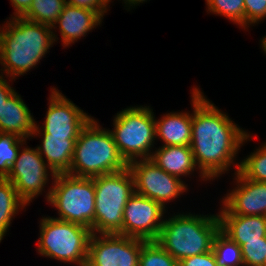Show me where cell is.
<instances>
[{
	"label": "cell",
	"instance_id": "6",
	"mask_svg": "<svg viewBox=\"0 0 266 266\" xmlns=\"http://www.w3.org/2000/svg\"><path fill=\"white\" fill-rule=\"evenodd\" d=\"M47 202L57 210V219L85 226L95 225V186L92 178L55 174Z\"/></svg>",
	"mask_w": 266,
	"mask_h": 266
},
{
	"label": "cell",
	"instance_id": "10",
	"mask_svg": "<svg viewBox=\"0 0 266 266\" xmlns=\"http://www.w3.org/2000/svg\"><path fill=\"white\" fill-rule=\"evenodd\" d=\"M144 239L92 233L86 266H138Z\"/></svg>",
	"mask_w": 266,
	"mask_h": 266
},
{
	"label": "cell",
	"instance_id": "22",
	"mask_svg": "<svg viewBox=\"0 0 266 266\" xmlns=\"http://www.w3.org/2000/svg\"><path fill=\"white\" fill-rule=\"evenodd\" d=\"M66 0H33L29 10L23 18L53 26L62 13Z\"/></svg>",
	"mask_w": 266,
	"mask_h": 266
},
{
	"label": "cell",
	"instance_id": "9",
	"mask_svg": "<svg viewBox=\"0 0 266 266\" xmlns=\"http://www.w3.org/2000/svg\"><path fill=\"white\" fill-rule=\"evenodd\" d=\"M134 178L135 193L150 198L164 208L187 191L185 183L158 167L150 159L136 160L128 164Z\"/></svg>",
	"mask_w": 266,
	"mask_h": 266
},
{
	"label": "cell",
	"instance_id": "13",
	"mask_svg": "<svg viewBox=\"0 0 266 266\" xmlns=\"http://www.w3.org/2000/svg\"><path fill=\"white\" fill-rule=\"evenodd\" d=\"M47 168L49 169L37 148L31 149L27 146L19 150L6 179L14 185L20 199L26 205H29L44 190L49 180Z\"/></svg>",
	"mask_w": 266,
	"mask_h": 266
},
{
	"label": "cell",
	"instance_id": "33",
	"mask_svg": "<svg viewBox=\"0 0 266 266\" xmlns=\"http://www.w3.org/2000/svg\"><path fill=\"white\" fill-rule=\"evenodd\" d=\"M12 7L15 8L13 17H22L32 5L33 0H10Z\"/></svg>",
	"mask_w": 266,
	"mask_h": 266
},
{
	"label": "cell",
	"instance_id": "18",
	"mask_svg": "<svg viewBox=\"0 0 266 266\" xmlns=\"http://www.w3.org/2000/svg\"><path fill=\"white\" fill-rule=\"evenodd\" d=\"M41 134V135H40ZM42 136V144L37 146L38 153L46 158L51 177L55 174H65L70 170L75 143L77 139L66 137H49L45 132H33L31 136Z\"/></svg>",
	"mask_w": 266,
	"mask_h": 266
},
{
	"label": "cell",
	"instance_id": "4",
	"mask_svg": "<svg viewBox=\"0 0 266 266\" xmlns=\"http://www.w3.org/2000/svg\"><path fill=\"white\" fill-rule=\"evenodd\" d=\"M219 230L218 214L201 216L179 213L164 220L156 242L180 262L211 251Z\"/></svg>",
	"mask_w": 266,
	"mask_h": 266
},
{
	"label": "cell",
	"instance_id": "2",
	"mask_svg": "<svg viewBox=\"0 0 266 266\" xmlns=\"http://www.w3.org/2000/svg\"><path fill=\"white\" fill-rule=\"evenodd\" d=\"M0 28V70L13 80L34 68L55 43L52 26L12 17ZM52 30V31H51Z\"/></svg>",
	"mask_w": 266,
	"mask_h": 266
},
{
	"label": "cell",
	"instance_id": "7",
	"mask_svg": "<svg viewBox=\"0 0 266 266\" xmlns=\"http://www.w3.org/2000/svg\"><path fill=\"white\" fill-rule=\"evenodd\" d=\"M39 226V254L63 263L87 265L91 229L50 216L43 217Z\"/></svg>",
	"mask_w": 266,
	"mask_h": 266
},
{
	"label": "cell",
	"instance_id": "21",
	"mask_svg": "<svg viewBox=\"0 0 266 266\" xmlns=\"http://www.w3.org/2000/svg\"><path fill=\"white\" fill-rule=\"evenodd\" d=\"M25 206L14 185L6 178H0V242L9 229L13 216Z\"/></svg>",
	"mask_w": 266,
	"mask_h": 266
},
{
	"label": "cell",
	"instance_id": "32",
	"mask_svg": "<svg viewBox=\"0 0 266 266\" xmlns=\"http://www.w3.org/2000/svg\"><path fill=\"white\" fill-rule=\"evenodd\" d=\"M3 74H0V117H1V109L3 104H5L8 97L15 91L13 87H11L7 80H5Z\"/></svg>",
	"mask_w": 266,
	"mask_h": 266
},
{
	"label": "cell",
	"instance_id": "25",
	"mask_svg": "<svg viewBox=\"0 0 266 266\" xmlns=\"http://www.w3.org/2000/svg\"><path fill=\"white\" fill-rule=\"evenodd\" d=\"M25 139L0 132V178H6Z\"/></svg>",
	"mask_w": 266,
	"mask_h": 266
},
{
	"label": "cell",
	"instance_id": "3",
	"mask_svg": "<svg viewBox=\"0 0 266 266\" xmlns=\"http://www.w3.org/2000/svg\"><path fill=\"white\" fill-rule=\"evenodd\" d=\"M110 130L103 129L94 118L81 130L76 140L72 163L67 174L93 178L125 170Z\"/></svg>",
	"mask_w": 266,
	"mask_h": 266
},
{
	"label": "cell",
	"instance_id": "35",
	"mask_svg": "<svg viewBox=\"0 0 266 266\" xmlns=\"http://www.w3.org/2000/svg\"><path fill=\"white\" fill-rule=\"evenodd\" d=\"M260 41H261V47H262L264 53L266 54V36L263 37L262 40H260Z\"/></svg>",
	"mask_w": 266,
	"mask_h": 266
},
{
	"label": "cell",
	"instance_id": "17",
	"mask_svg": "<svg viewBox=\"0 0 266 266\" xmlns=\"http://www.w3.org/2000/svg\"><path fill=\"white\" fill-rule=\"evenodd\" d=\"M218 216L220 230L240 247L246 241H262L266 237V216Z\"/></svg>",
	"mask_w": 266,
	"mask_h": 266
},
{
	"label": "cell",
	"instance_id": "1",
	"mask_svg": "<svg viewBox=\"0 0 266 266\" xmlns=\"http://www.w3.org/2000/svg\"><path fill=\"white\" fill-rule=\"evenodd\" d=\"M192 90L190 147L200 176L207 181L219 177L235 164L234 157L251 135L207 100L199 88Z\"/></svg>",
	"mask_w": 266,
	"mask_h": 266
},
{
	"label": "cell",
	"instance_id": "16",
	"mask_svg": "<svg viewBox=\"0 0 266 266\" xmlns=\"http://www.w3.org/2000/svg\"><path fill=\"white\" fill-rule=\"evenodd\" d=\"M35 119L17 92H13L1 109L0 132L27 140L35 128Z\"/></svg>",
	"mask_w": 266,
	"mask_h": 266
},
{
	"label": "cell",
	"instance_id": "12",
	"mask_svg": "<svg viewBox=\"0 0 266 266\" xmlns=\"http://www.w3.org/2000/svg\"><path fill=\"white\" fill-rule=\"evenodd\" d=\"M165 210L156 201L134 193L123 211L122 235L156 241L164 223Z\"/></svg>",
	"mask_w": 266,
	"mask_h": 266
},
{
	"label": "cell",
	"instance_id": "8",
	"mask_svg": "<svg viewBox=\"0 0 266 266\" xmlns=\"http://www.w3.org/2000/svg\"><path fill=\"white\" fill-rule=\"evenodd\" d=\"M154 114L149 106L129 107L114 117L110 132L121 157L127 164L152 156L151 147L156 140Z\"/></svg>",
	"mask_w": 266,
	"mask_h": 266
},
{
	"label": "cell",
	"instance_id": "29",
	"mask_svg": "<svg viewBox=\"0 0 266 266\" xmlns=\"http://www.w3.org/2000/svg\"><path fill=\"white\" fill-rule=\"evenodd\" d=\"M264 17L266 18V0H244V29L251 24H258Z\"/></svg>",
	"mask_w": 266,
	"mask_h": 266
},
{
	"label": "cell",
	"instance_id": "24",
	"mask_svg": "<svg viewBox=\"0 0 266 266\" xmlns=\"http://www.w3.org/2000/svg\"><path fill=\"white\" fill-rule=\"evenodd\" d=\"M236 166V172L239 171L245 178L266 182V142Z\"/></svg>",
	"mask_w": 266,
	"mask_h": 266
},
{
	"label": "cell",
	"instance_id": "31",
	"mask_svg": "<svg viewBox=\"0 0 266 266\" xmlns=\"http://www.w3.org/2000/svg\"><path fill=\"white\" fill-rule=\"evenodd\" d=\"M179 266H218L213 250L182 259Z\"/></svg>",
	"mask_w": 266,
	"mask_h": 266
},
{
	"label": "cell",
	"instance_id": "15",
	"mask_svg": "<svg viewBox=\"0 0 266 266\" xmlns=\"http://www.w3.org/2000/svg\"><path fill=\"white\" fill-rule=\"evenodd\" d=\"M101 21L102 18L92 10L66 4L52 29L57 28L55 25L59 24L61 40L65 47L87 35L86 33L100 25Z\"/></svg>",
	"mask_w": 266,
	"mask_h": 266
},
{
	"label": "cell",
	"instance_id": "19",
	"mask_svg": "<svg viewBox=\"0 0 266 266\" xmlns=\"http://www.w3.org/2000/svg\"><path fill=\"white\" fill-rule=\"evenodd\" d=\"M156 138L162 146H190L192 139V113L170 112L155 120Z\"/></svg>",
	"mask_w": 266,
	"mask_h": 266
},
{
	"label": "cell",
	"instance_id": "23",
	"mask_svg": "<svg viewBox=\"0 0 266 266\" xmlns=\"http://www.w3.org/2000/svg\"><path fill=\"white\" fill-rule=\"evenodd\" d=\"M213 252L218 266H244L241 247L227 237L221 230L213 241Z\"/></svg>",
	"mask_w": 266,
	"mask_h": 266
},
{
	"label": "cell",
	"instance_id": "5",
	"mask_svg": "<svg viewBox=\"0 0 266 266\" xmlns=\"http://www.w3.org/2000/svg\"><path fill=\"white\" fill-rule=\"evenodd\" d=\"M92 179L95 186V225L92 233L122 235L123 211L135 193L132 172L127 167Z\"/></svg>",
	"mask_w": 266,
	"mask_h": 266
},
{
	"label": "cell",
	"instance_id": "30",
	"mask_svg": "<svg viewBox=\"0 0 266 266\" xmlns=\"http://www.w3.org/2000/svg\"><path fill=\"white\" fill-rule=\"evenodd\" d=\"M66 4L92 10L102 19L108 10V3L105 0H66Z\"/></svg>",
	"mask_w": 266,
	"mask_h": 266
},
{
	"label": "cell",
	"instance_id": "28",
	"mask_svg": "<svg viewBox=\"0 0 266 266\" xmlns=\"http://www.w3.org/2000/svg\"><path fill=\"white\" fill-rule=\"evenodd\" d=\"M241 256L244 266H265L266 237L262 241H246L241 246Z\"/></svg>",
	"mask_w": 266,
	"mask_h": 266
},
{
	"label": "cell",
	"instance_id": "14",
	"mask_svg": "<svg viewBox=\"0 0 266 266\" xmlns=\"http://www.w3.org/2000/svg\"><path fill=\"white\" fill-rule=\"evenodd\" d=\"M236 186L223 198L218 215L266 216V182L245 178L239 171Z\"/></svg>",
	"mask_w": 266,
	"mask_h": 266
},
{
	"label": "cell",
	"instance_id": "34",
	"mask_svg": "<svg viewBox=\"0 0 266 266\" xmlns=\"http://www.w3.org/2000/svg\"><path fill=\"white\" fill-rule=\"evenodd\" d=\"M124 3H126V5H128L127 7H129L128 9H130V6H135V5H139L141 2L143 3L144 1L147 0H123Z\"/></svg>",
	"mask_w": 266,
	"mask_h": 266
},
{
	"label": "cell",
	"instance_id": "11",
	"mask_svg": "<svg viewBox=\"0 0 266 266\" xmlns=\"http://www.w3.org/2000/svg\"><path fill=\"white\" fill-rule=\"evenodd\" d=\"M69 100L59 90L51 88L44 125L39 128L35 123L33 132H45L49 137L77 139L92 117Z\"/></svg>",
	"mask_w": 266,
	"mask_h": 266
},
{
	"label": "cell",
	"instance_id": "27",
	"mask_svg": "<svg viewBox=\"0 0 266 266\" xmlns=\"http://www.w3.org/2000/svg\"><path fill=\"white\" fill-rule=\"evenodd\" d=\"M209 12L224 16L244 28V0H206Z\"/></svg>",
	"mask_w": 266,
	"mask_h": 266
},
{
	"label": "cell",
	"instance_id": "26",
	"mask_svg": "<svg viewBox=\"0 0 266 266\" xmlns=\"http://www.w3.org/2000/svg\"><path fill=\"white\" fill-rule=\"evenodd\" d=\"M138 266H179V262L156 241H146L140 251Z\"/></svg>",
	"mask_w": 266,
	"mask_h": 266
},
{
	"label": "cell",
	"instance_id": "20",
	"mask_svg": "<svg viewBox=\"0 0 266 266\" xmlns=\"http://www.w3.org/2000/svg\"><path fill=\"white\" fill-rule=\"evenodd\" d=\"M162 170L180 179L196 170L190 146H161L150 158Z\"/></svg>",
	"mask_w": 266,
	"mask_h": 266
}]
</instances>
